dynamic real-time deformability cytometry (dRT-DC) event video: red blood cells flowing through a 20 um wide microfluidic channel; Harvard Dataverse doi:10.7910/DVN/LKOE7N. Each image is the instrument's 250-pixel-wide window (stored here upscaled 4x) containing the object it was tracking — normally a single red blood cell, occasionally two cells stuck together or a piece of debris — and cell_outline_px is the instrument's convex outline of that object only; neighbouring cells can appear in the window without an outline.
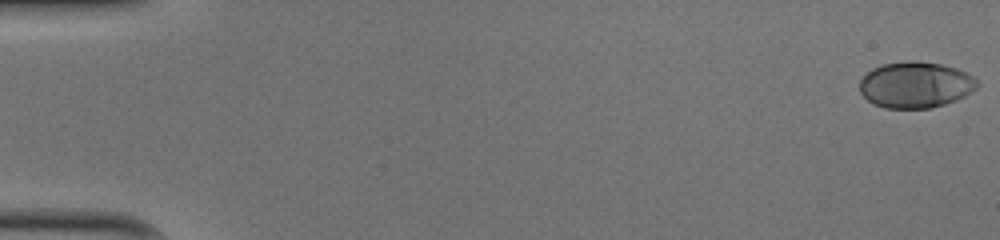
{"species": "human", "species_latin": "Homo sapiens", "temperature_condition": "cold", "stored_images_in_passage": 52, "camera_frame_rate_fps": 3000, "um_per_image_px": 0.085, "donor": {"sex": "male"}, "frame": {"image": 1, "passage_image": 1, "time_ms": 0.0, "image_size_px": [1000, 240], "cell_outline_px": [[980, 84], [976, 88], [964, 96], [956, 100], [932, 108], [884, 108], [868, 100], [860, 92], [860, 80], [872, 68], [884, 64], [912, 60], [916, 60], [940, 64], [956, 68], [972, 76]], "centroid_in_image_um": [77.82, 7.21], "position_along_channel_um": 7.2, "area_um2": 31.44}}
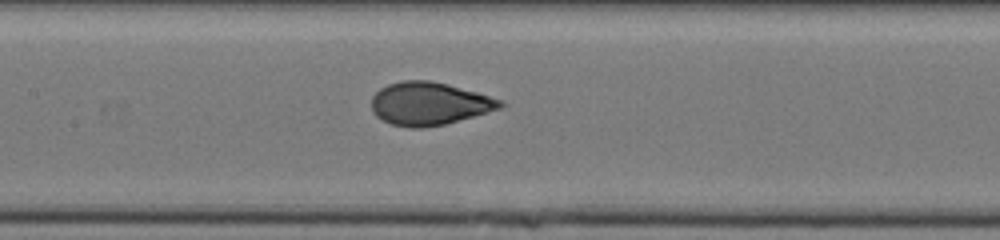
{"frame": {"image": 2, "passage_image": 26, "time_ms": 8.333, "image_size_px": [1000, 240], "cell_outline_px": [[504, 104], [500, 108], [444, 124], [424, 128], [408, 128], [392, 124], [376, 116], [372, 112], [372, 96], [380, 88], [388, 84], [404, 80], [428, 80], [448, 84], [504, 100]], "centroid_in_image_um": [36.45, 8.8], "position_along_channel_um": 170.9, "area_um2": 32.02}}
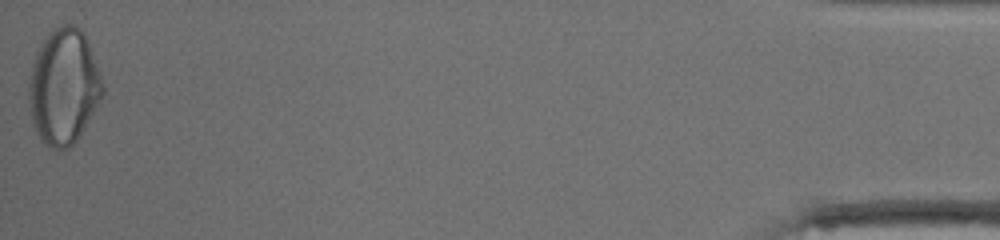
{"frame": {"image": 3, "passage_image": 52, "time_ms": 17.0, "image_size_px": [1000, 240], "cell_outline_px": [[104, 96], [76, 140], [68, 148], [56, 152], [48, 148], [40, 140], [32, 124], [28, 96], [28, 84], [32, 64], [36, 52], [40, 44], [48, 32], [64, 24], [76, 24], [84, 32], [104, 84]], "centroid_in_image_um": [5.4, 7.39], "position_along_channel_um": 429.8, "area_um2": 50.29}, "authors_computed_cell_mechanics": {"area_um2": 31.8767, "velocity_mm_per_s": 4.0291, "shape_relaxation_time_tau1_ms": 3.4527, "shape_relaxation_time_tau2_ms": null, "deformation_change_tau1": 0.1699, "deformation_change_tau2": null}}